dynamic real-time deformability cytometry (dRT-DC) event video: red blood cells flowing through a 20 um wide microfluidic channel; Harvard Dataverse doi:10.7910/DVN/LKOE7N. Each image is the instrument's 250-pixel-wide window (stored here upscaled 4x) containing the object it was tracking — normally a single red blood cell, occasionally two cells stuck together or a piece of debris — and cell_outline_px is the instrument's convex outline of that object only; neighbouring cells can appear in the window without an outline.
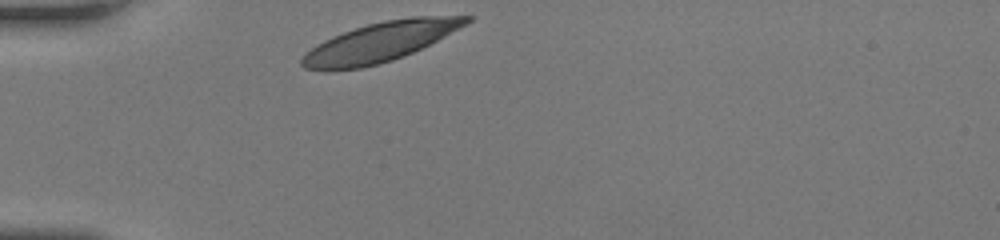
{"species": "human", "species_latin": "Homo sapiens", "temperature_condition": "room temperature", "stored_images_in_passage": 33, "camera_frame_rate_fps": 3000, "um_per_image_px": 0.085, "donor": {"sex": "female"}, "frame": {"image": 1, "passage_image": 1, "time_ms": 0.0, "image_size_px": [1000, 240], "cell_outline_px": [[472, 20], [468, 24], [412, 52], [392, 60], [360, 68], [304, 68], [300, 64], [300, 60], [316, 44], [332, 36], [368, 24], [384, 20], [412, 16], [472, 16]], "centroid_in_image_um": [32.36, 3.53], "position_along_channel_um": 52.6, "area_um2": 36.76}}
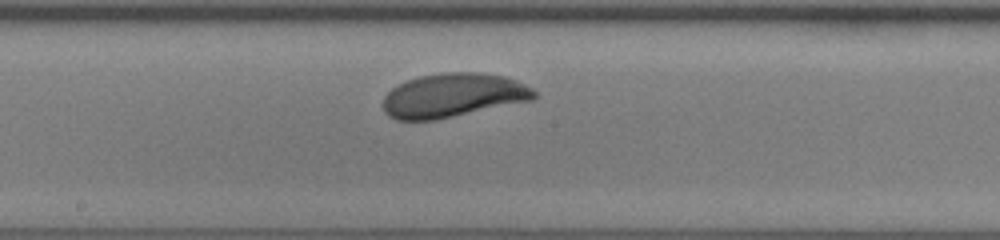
{"frame": {"image": 2, "passage_image": 19, "time_ms": 6.0, "image_size_px": [1000, 240], "cell_outline_px": [[536, 96], [532, 100], [436, 120], [396, 120], [388, 116], [384, 112], [384, 96], [392, 88], [408, 80], [420, 76], [444, 72], [476, 72], [504, 76], [516, 80], [532, 88], [536, 92]], "centroid_in_image_um": [38.51, 8.11], "position_along_channel_um": 209.7, "area_um2": 38.61}}
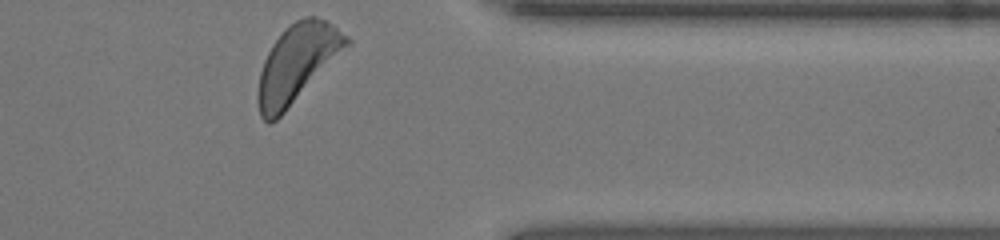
{"frame": {"image": 3, "passage_image": 33, "time_ms": 10.667, "image_size_px": [1000, 240], "cell_outline_px": [[352, 44], [276, 120], [268, 124], [260, 116], [260, 72], [264, 60], [272, 44], [284, 28], [296, 20], [304, 16], [316, 16], [332, 24], [348, 36], [352, 40]], "centroid_in_image_um": [25.32, 5.33], "position_along_channel_um": 386.1, "area_um2": 39.59}, "authors_computed_cell_mechanics": {"area_um2": 38.2058, "velocity_mm_per_s": 3.9359, "shape_relaxation_time_tau1_ms": 4.9628, "shape_relaxation_time_tau2_ms": null, "deformation_change_tau1": 0.1936, "deformation_change_tau2": null}}